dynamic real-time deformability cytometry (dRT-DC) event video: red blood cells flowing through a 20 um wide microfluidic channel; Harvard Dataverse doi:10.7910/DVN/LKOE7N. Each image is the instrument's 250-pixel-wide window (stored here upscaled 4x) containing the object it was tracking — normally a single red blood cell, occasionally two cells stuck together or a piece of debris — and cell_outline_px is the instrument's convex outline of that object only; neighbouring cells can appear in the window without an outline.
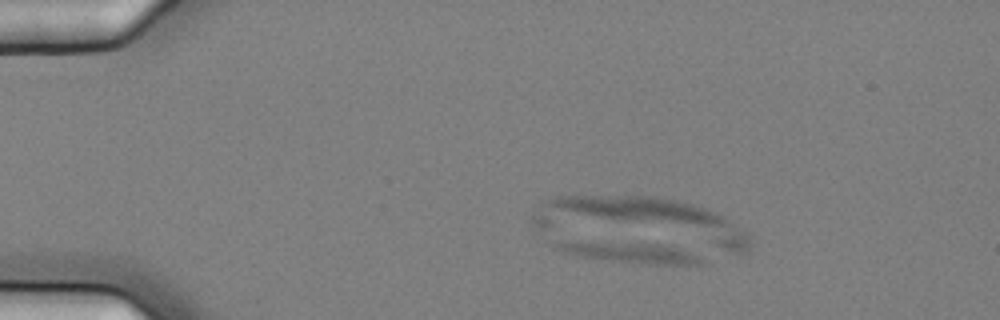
{"species": "common noctule bat (a hibernating species)", "species_latin": "Nyctalus noctula", "temperature_condition": "cold", "stored_images_in_passage": 5, "camera_frame_rate_fps": 3000, "um_per_image_px": 0.085, "animal": {"sex": "female", "body_mass_g": 25.1}, "frame": {"image": 1, "passage_image": 3, "time_ms": 0.667, "image_size_px": [1000, 320], "cell_outline_px": [[708, 264], [656, 264], [612, 260], [580, 256], [560, 252], [552, 248], [552, 244], [560, 240], [576, 240], [664, 244], [692, 252], [708, 260]], "centroid_in_image_um": [53.5, 21.43], "position_along_channel_um": 31.5, "area_um2": 17.92}}